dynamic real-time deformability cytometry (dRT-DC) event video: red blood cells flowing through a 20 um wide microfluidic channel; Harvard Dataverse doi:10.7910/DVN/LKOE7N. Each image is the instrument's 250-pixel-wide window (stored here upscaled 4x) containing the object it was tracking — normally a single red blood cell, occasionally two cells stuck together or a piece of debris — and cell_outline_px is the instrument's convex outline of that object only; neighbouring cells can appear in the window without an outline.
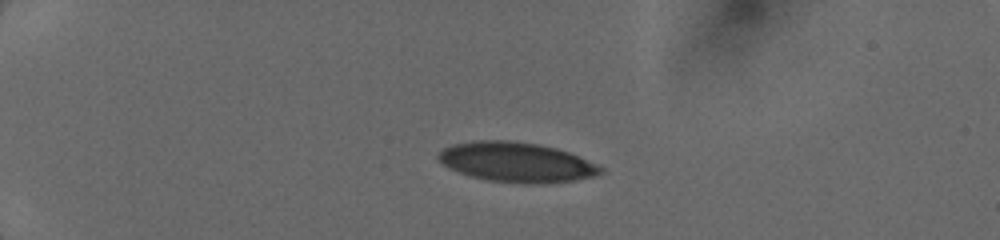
{"species": "human", "species_latin": "Homo sapiens", "temperature_condition": "cold", "stored_images_in_passage": 54, "camera_frame_rate_fps": 3000, "um_per_image_px": 0.085, "donor": {"sex": "female"}, "frame": {"image": 1, "passage_image": 1, "time_ms": 0.0, "image_size_px": [1000, 240], "cell_outline_px": [[604, 172], [592, 176], [576, 180], [544, 184], [524, 184], [488, 180], [472, 176], [448, 168], [436, 156], [444, 148], [452, 144], [472, 140], [508, 140], [536, 144], [556, 148], [568, 152], [596, 164], [604, 168]], "centroid_in_image_um": [43.9, 13.79], "position_along_channel_um": 41.1, "area_um2": 37.57}}
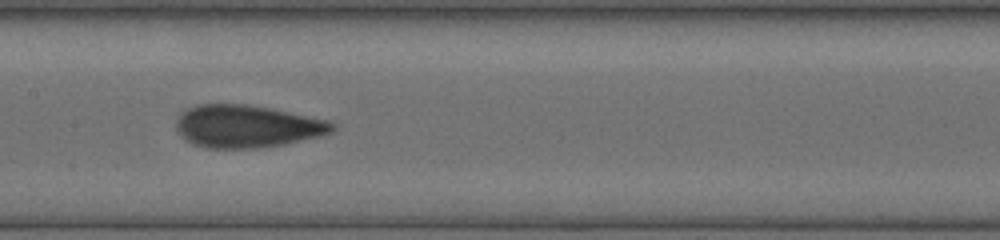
{"frame": {"image": 2, "passage_image": 29, "time_ms": 5.0, "image_size_px": [1000, 240], "cell_outline_px": [[336, 128], [332, 132], [284, 144], [260, 148], [208, 148], [196, 144], [180, 136], [176, 132], [176, 116], [188, 108], [196, 104], [248, 104], [328, 120], [336, 124]], "centroid_in_image_um": [20.95, 10.73], "position_along_channel_um": 186.5, "area_um2": 38.55}}
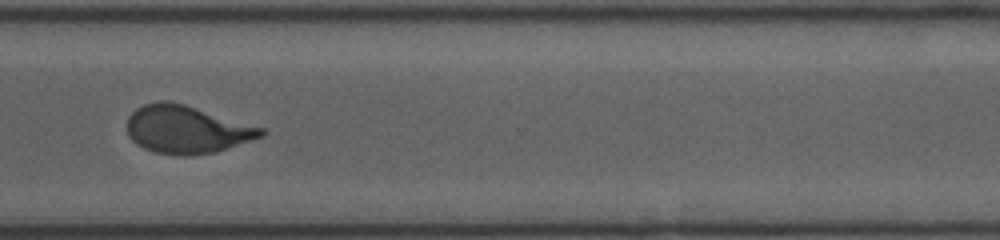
{"frame": {"image": 3, "passage_image": 53, "time_ms": 9.0, "image_size_px": [1000, 240], "cell_outline_px": [[268, 132], [264, 136], [216, 152], [188, 156], [184, 156], [156, 152], [144, 148], [136, 144], [128, 136], [128, 116], [136, 108], [144, 104], [160, 100], [168, 100], [184, 104], [264, 128]], "centroid_in_image_um": [15.88, 11.0], "position_along_channel_um": 354.7, "area_um2": 37.4}}